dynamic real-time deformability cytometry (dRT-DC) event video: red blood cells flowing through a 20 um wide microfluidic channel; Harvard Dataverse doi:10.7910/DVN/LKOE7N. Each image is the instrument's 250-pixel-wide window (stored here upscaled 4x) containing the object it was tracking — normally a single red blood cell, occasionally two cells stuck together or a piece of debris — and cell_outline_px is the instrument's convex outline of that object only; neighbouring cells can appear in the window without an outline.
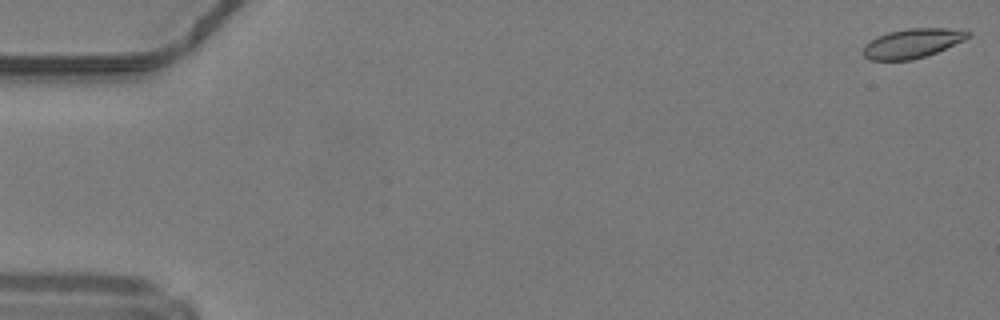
{"species": "common noctule bat (a hibernating species)", "species_latin": "Nyctalus noctula", "temperature_condition": "warm", "stored_images_in_passage": 50, "camera_frame_rate_fps": 3000, "um_per_image_px": 0.085, "animal": {"sex": "male", "body_mass_g": 19.2, "forearm_length_mm": 51.8}, "frame": {"image": 1, "passage_image": 1, "time_ms": 0.0, "image_size_px": [1000, 320], "cell_outline_px": [[972, 36], [964, 40], [936, 52], [912, 60], [868, 60], [860, 52], [864, 44], [876, 36], [888, 32], [908, 28], [948, 28], [972, 32]], "centroid_in_image_um": [77.5, 3.68], "position_along_channel_um": 7.5, "area_um2": 18.09}}
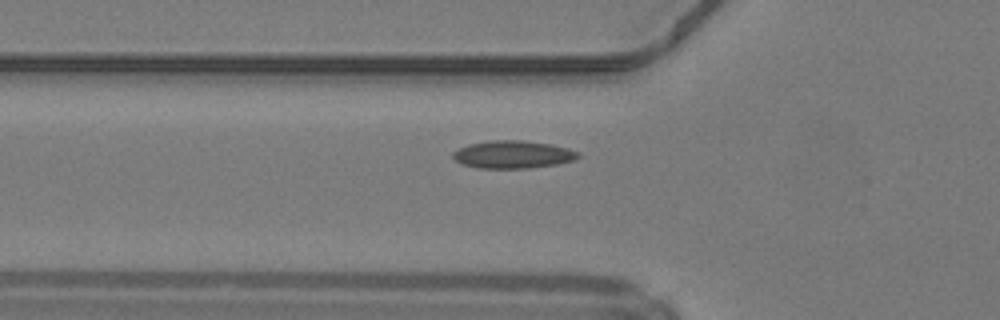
{"frame": {"image": 2, "passage_image": 18, "time_ms": 5.667, "image_size_px": [1000, 320], "cell_outline_px": [[580, 156], [572, 160], [556, 164], [528, 168], [480, 168], [464, 164], [456, 160], [452, 156], [452, 152], [468, 144], [488, 140], [520, 140], [552, 144], [568, 148], [580, 152]], "centroid_in_image_um": [43.6, 13.12], "position_along_channel_um": 82.2, "area_um2": 20.11}}
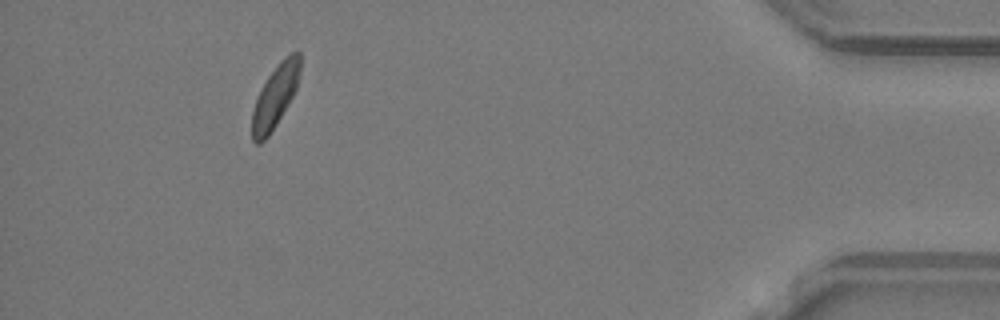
{"frame": {"image": 3, "passage_image": 46, "time_ms": 15.0, "image_size_px": [1000, 320], "cell_outline_px": [[300, 72], [296, 88], [288, 104], [276, 124], [268, 136], [260, 144], [256, 144], [252, 140], [252, 112], [256, 100], [268, 76], [280, 60], [292, 52], [300, 52]], "centroid_in_image_um": [23.39, 8.19], "position_along_channel_um": 411.8, "area_um2": 17.17}, "authors_computed_cell_mechanics": {"area_um2": 18.3515, "velocity_mm_per_s": 4.195, "shape_relaxation_time_tau1_ms": null, "shape_relaxation_time_tau2_ms": 3.0998, "deformation_change_tau1": null, "deformation_change_tau2": 0.0675}}